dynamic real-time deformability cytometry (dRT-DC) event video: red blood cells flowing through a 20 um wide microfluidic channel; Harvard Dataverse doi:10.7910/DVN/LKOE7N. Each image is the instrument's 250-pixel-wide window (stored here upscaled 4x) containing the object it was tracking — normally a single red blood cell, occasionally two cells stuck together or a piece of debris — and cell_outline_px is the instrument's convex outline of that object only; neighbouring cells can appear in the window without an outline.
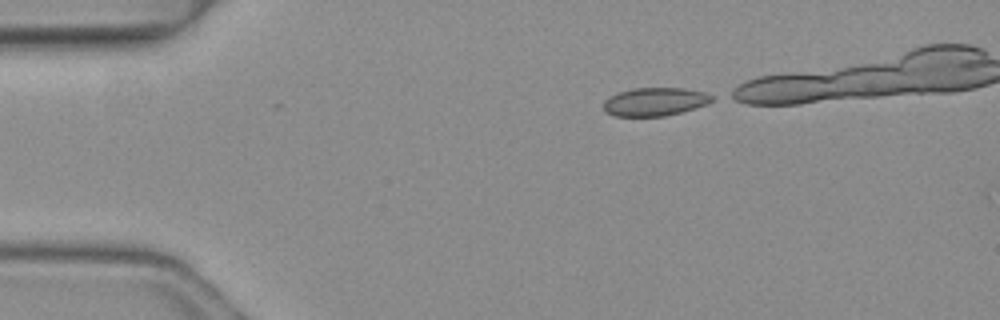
{"species": "common noctule bat (a hibernating species)", "species_latin": "Nyctalus noctula", "temperature_condition": "warm", "stored_images_in_passage": 2, "camera_frame_rate_fps": 3000, "um_per_image_px": 0.085, "animal": {"sex": "female", "body_mass_g": 19.3, "forearm_length_mm": 54.1}, "frame": {"image": 1, "passage_image": 1, "time_ms": 0.0, "image_size_px": [1000, 320], "cell_outline_px": [[712, 100], [708, 104], [680, 112], [664, 116], [612, 116], [604, 112], [604, 100], [608, 96], [632, 88], [684, 88], [704, 92], [712, 96]], "centroid_in_image_um": [55.62, 8.65], "position_along_channel_um": 29.4, "area_um2": 17.86}}